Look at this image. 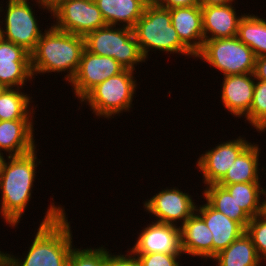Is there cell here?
<instances>
[{
	"mask_svg": "<svg viewBox=\"0 0 266 266\" xmlns=\"http://www.w3.org/2000/svg\"><path fill=\"white\" fill-rule=\"evenodd\" d=\"M107 25L133 28L143 15L142 0H94Z\"/></svg>",
	"mask_w": 266,
	"mask_h": 266,
	"instance_id": "cell-21",
	"label": "cell"
},
{
	"mask_svg": "<svg viewBox=\"0 0 266 266\" xmlns=\"http://www.w3.org/2000/svg\"><path fill=\"white\" fill-rule=\"evenodd\" d=\"M109 249H106V266H142L137 255L130 249L126 254H112ZM110 252V253H109Z\"/></svg>",
	"mask_w": 266,
	"mask_h": 266,
	"instance_id": "cell-32",
	"label": "cell"
},
{
	"mask_svg": "<svg viewBox=\"0 0 266 266\" xmlns=\"http://www.w3.org/2000/svg\"><path fill=\"white\" fill-rule=\"evenodd\" d=\"M245 232L251 238L261 261H266V211L251 218Z\"/></svg>",
	"mask_w": 266,
	"mask_h": 266,
	"instance_id": "cell-30",
	"label": "cell"
},
{
	"mask_svg": "<svg viewBox=\"0 0 266 266\" xmlns=\"http://www.w3.org/2000/svg\"><path fill=\"white\" fill-rule=\"evenodd\" d=\"M180 233L183 254L213 260V235L197 212L180 225Z\"/></svg>",
	"mask_w": 266,
	"mask_h": 266,
	"instance_id": "cell-20",
	"label": "cell"
},
{
	"mask_svg": "<svg viewBox=\"0 0 266 266\" xmlns=\"http://www.w3.org/2000/svg\"><path fill=\"white\" fill-rule=\"evenodd\" d=\"M147 5L157 4L158 0H142Z\"/></svg>",
	"mask_w": 266,
	"mask_h": 266,
	"instance_id": "cell-38",
	"label": "cell"
},
{
	"mask_svg": "<svg viewBox=\"0 0 266 266\" xmlns=\"http://www.w3.org/2000/svg\"><path fill=\"white\" fill-rule=\"evenodd\" d=\"M251 144L243 136L224 141L200 155L196 169L203 175L204 186L217 184L227 173L237 157Z\"/></svg>",
	"mask_w": 266,
	"mask_h": 266,
	"instance_id": "cell-12",
	"label": "cell"
},
{
	"mask_svg": "<svg viewBox=\"0 0 266 266\" xmlns=\"http://www.w3.org/2000/svg\"><path fill=\"white\" fill-rule=\"evenodd\" d=\"M50 14L54 27L82 37L107 25L94 0H60Z\"/></svg>",
	"mask_w": 266,
	"mask_h": 266,
	"instance_id": "cell-9",
	"label": "cell"
},
{
	"mask_svg": "<svg viewBox=\"0 0 266 266\" xmlns=\"http://www.w3.org/2000/svg\"><path fill=\"white\" fill-rule=\"evenodd\" d=\"M84 40L87 51L111 57L125 69L135 71L139 63L147 61L141 54L132 28L106 25L88 33Z\"/></svg>",
	"mask_w": 266,
	"mask_h": 266,
	"instance_id": "cell-6",
	"label": "cell"
},
{
	"mask_svg": "<svg viewBox=\"0 0 266 266\" xmlns=\"http://www.w3.org/2000/svg\"><path fill=\"white\" fill-rule=\"evenodd\" d=\"M124 70L125 68L113 58L95 55L84 49L79 67L69 84L72 86L75 98L81 100L96 85Z\"/></svg>",
	"mask_w": 266,
	"mask_h": 266,
	"instance_id": "cell-11",
	"label": "cell"
},
{
	"mask_svg": "<svg viewBox=\"0 0 266 266\" xmlns=\"http://www.w3.org/2000/svg\"><path fill=\"white\" fill-rule=\"evenodd\" d=\"M216 266H262L251 238L244 232L214 258Z\"/></svg>",
	"mask_w": 266,
	"mask_h": 266,
	"instance_id": "cell-23",
	"label": "cell"
},
{
	"mask_svg": "<svg viewBox=\"0 0 266 266\" xmlns=\"http://www.w3.org/2000/svg\"><path fill=\"white\" fill-rule=\"evenodd\" d=\"M48 27L31 53L33 78L38 74L67 72L63 80L69 83L75 76L85 49L84 37L59 30L52 24Z\"/></svg>",
	"mask_w": 266,
	"mask_h": 266,
	"instance_id": "cell-3",
	"label": "cell"
},
{
	"mask_svg": "<svg viewBox=\"0 0 266 266\" xmlns=\"http://www.w3.org/2000/svg\"><path fill=\"white\" fill-rule=\"evenodd\" d=\"M261 148L251 143L234 161L224 177L217 183L226 186L234 183L261 182L259 157Z\"/></svg>",
	"mask_w": 266,
	"mask_h": 266,
	"instance_id": "cell-22",
	"label": "cell"
},
{
	"mask_svg": "<svg viewBox=\"0 0 266 266\" xmlns=\"http://www.w3.org/2000/svg\"><path fill=\"white\" fill-rule=\"evenodd\" d=\"M254 76L257 80L266 81V56L256 57Z\"/></svg>",
	"mask_w": 266,
	"mask_h": 266,
	"instance_id": "cell-34",
	"label": "cell"
},
{
	"mask_svg": "<svg viewBox=\"0 0 266 266\" xmlns=\"http://www.w3.org/2000/svg\"><path fill=\"white\" fill-rule=\"evenodd\" d=\"M55 203L50 202L47 207L26 256L7 253L12 266H67L74 247L73 234L65 208Z\"/></svg>",
	"mask_w": 266,
	"mask_h": 266,
	"instance_id": "cell-1",
	"label": "cell"
},
{
	"mask_svg": "<svg viewBox=\"0 0 266 266\" xmlns=\"http://www.w3.org/2000/svg\"><path fill=\"white\" fill-rule=\"evenodd\" d=\"M37 148L21 156H3L0 162V215L16 228L32 198L37 167L41 164Z\"/></svg>",
	"mask_w": 266,
	"mask_h": 266,
	"instance_id": "cell-2",
	"label": "cell"
},
{
	"mask_svg": "<svg viewBox=\"0 0 266 266\" xmlns=\"http://www.w3.org/2000/svg\"><path fill=\"white\" fill-rule=\"evenodd\" d=\"M196 212L203 218L212 232L213 258L245 232V229L238 222L214 209L206 200L205 204L196 206Z\"/></svg>",
	"mask_w": 266,
	"mask_h": 266,
	"instance_id": "cell-19",
	"label": "cell"
},
{
	"mask_svg": "<svg viewBox=\"0 0 266 266\" xmlns=\"http://www.w3.org/2000/svg\"><path fill=\"white\" fill-rule=\"evenodd\" d=\"M196 58L226 76L254 73L256 56L250 47L235 36L204 40L202 49L195 55Z\"/></svg>",
	"mask_w": 266,
	"mask_h": 266,
	"instance_id": "cell-7",
	"label": "cell"
},
{
	"mask_svg": "<svg viewBox=\"0 0 266 266\" xmlns=\"http://www.w3.org/2000/svg\"><path fill=\"white\" fill-rule=\"evenodd\" d=\"M35 1L33 4L39 6V9L47 10L46 12L51 13V8L54 7L60 0H31ZM36 3V4H35Z\"/></svg>",
	"mask_w": 266,
	"mask_h": 266,
	"instance_id": "cell-35",
	"label": "cell"
},
{
	"mask_svg": "<svg viewBox=\"0 0 266 266\" xmlns=\"http://www.w3.org/2000/svg\"><path fill=\"white\" fill-rule=\"evenodd\" d=\"M0 266H12L7 251H0Z\"/></svg>",
	"mask_w": 266,
	"mask_h": 266,
	"instance_id": "cell-37",
	"label": "cell"
},
{
	"mask_svg": "<svg viewBox=\"0 0 266 266\" xmlns=\"http://www.w3.org/2000/svg\"><path fill=\"white\" fill-rule=\"evenodd\" d=\"M206 200L214 209L222 212L228 218L238 222L244 229L251 221V217L237 204L231 194L218 184L205 186L202 191Z\"/></svg>",
	"mask_w": 266,
	"mask_h": 266,
	"instance_id": "cell-25",
	"label": "cell"
},
{
	"mask_svg": "<svg viewBox=\"0 0 266 266\" xmlns=\"http://www.w3.org/2000/svg\"><path fill=\"white\" fill-rule=\"evenodd\" d=\"M7 89V87L0 83V96L3 94V92Z\"/></svg>",
	"mask_w": 266,
	"mask_h": 266,
	"instance_id": "cell-39",
	"label": "cell"
},
{
	"mask_svg": "<svg viewBox=\"0 0 266 266\" xmlns=\"http://www.w3.org/2000/svg\"><path fill=\"white\" fill-rule=\"evenodd\" d=\"M236 0H199L200 6L234 4ZM234 2V3H233Z\"/></svg>",
	"mask_w": 266,
	"mask_h": 266,
	"instance_id": "cell-36",
	"label": "cell"
},
{
	"mask_svg": "<svg viewBox=\"0 0 266 266\" xmlns=\"http://www.w3.org/2000/svg\"><path fill=\"white\" fill-rule=\"evenodd\" d=\"M133 33L144 59H148L150 51L159 50L166 54L195 55L180 41L177 31L171 24L170 9L157 4L146 5L143 15L134 25Z\"/></svg>",
	"mask_w": 266,
	"mask_h": 266,
	"instance_id": "cell-4",
	"label": "cell"
},
{
	"mask_svg": "<svg viewBox=\"0 0 266 266\" xmlns=\"http://www.w3.org/2000/svg\"><path fill=\"white\" fill-rule=\"evenodd\" d=\"M170 16L180 41L196 55L204 43L201 6L172 8Z\"/></svg>",
	"mask_w": 266,
	"mask_h": 266,
	"instance_id": "cell-18",
	"label": "cell"
},
{
	"mask_svg": "<svg viewBox=\"0 0 266 266\" xmlns=\"http://www.w3.org/2000/svg\"><path fill=\"white\" fill-rule=\"evenodd\" d=\"M152 222V223H151ZM138 233L135 244L130 247L134 254L166 253L182 255L180 227L151 221Z\"/></svg>",
	"mask_w": 266,
	"mask_h": 266,
	"instance_id": "cell-13",
	"label": "cell"
},
{
	"mask_svg": "<svg viewBox=\"0 0 266 266\" xmlns=\"http://www.w3.org/2000/svg\"><path fill=\"white\" fill-rule=\"evenodd\" d=\"M29 0H6L2 8L0 37L23 47L30 54L35 50L43 30ZM32 4V7H31ZM5 23V24H4Z\"/></svg>",
	"mask_w": 266,
	"mask_h": 266,
	"instance_id": "cell-8",
	"label": "cell"
},
{
	"mask_svg": "<svg viewBox=\"0 0 266 266\" xmlns=\"http://www.w3.org/2000/svg\"><path fill=\"white\" fill-rule=\"evenodd\" d=\"M33 80L31 54L0 37V83L7 88H23Z\"/></svg>",
	"mask_w": 266,
	"mask_h": 266,
	"instance_id": "cell-14",
	"label": "cell"
},
{
	"mask_svg": "<svg viewBox=\"0 0 266 266\" xmlns=\"http://www.w3.org/2000/svg\"><path fill=\"white\" fill-rule=\"evenodd\" d=\"M261 185L260 182H249L228 184L222 187H224L237 204L253 218L265 212L264 196H266V188H263Z\"/></svg>",
	"mask_w": 266,
	"mask_h": 266,
	"instance_id": "cell-24",
	"label": "cell"
},
{
	"mask_svg": "<svg viewBox=\"0 0 266 266\" xmlns=\"http://www.w3.org/2000/svg\"><path fill=\"white\" fill-rule=\"evenodd\" d=\"M186 191L176 187H166L153 197L143 202L144 211L152 214L155 222L166 223L180 227L196 212V202Z\"/></svg>",
	"mask_w": 266,
	"mask_h": 266,
	"instance_id": "cell-10",
	"label": "cell"
},
{
	"mask_svg": "<svg viewBox=\"0 0 266 266\" xmlns=\"http://www.w3.org/2000/svg\"><path fill=\"white\" fill-rule=\"evenodd\" d=\"M237 37L256 57L266 56V19L260 15L245 14L240 20Z\"/></svg>",
	"mask_w": 266,
	"mask_h": 266,
	"instance_id": "cell-27",
	"label": "cell"
},
{
	"mask_svg": "<svg viewBox=\"0 0 266 266\" xmlns=\"http://www.w3.org/2000/svg\"><path fill=\"white\" fill-rule=\"evenodd\" d=\"M21 89L24 88H7L0 96V121L34 119L32 97Z\"/></svg>",
	"mask_w": 266,
	"mask_h": 266,
	"instance_id": "cell-26",
	"label": "cell"
},
{
	"mask_svg": "<svg viewBox=\"0 0 266 266\" xmlns=\"http://www.w3.org/2000/svg\"><path fill=\"white\" fill-rule=\"evenodd\" d=\"M244 121L258 133L266 131V81L255 79L253 101Z\"/></svg>",
	"mask_w": 266,
	"mask_h": 266,
	"instance_id": "cell-28",
	"label": "cell"
},
{
	"mask_svg": "<svg viewBox=\"0 0 266 266\" xmlns=\"http://www.w3.org/2000/svg\"><path fill=\"white\" fill-rule=\"evenodd\" d=\"M2 5H3V4L0 3V13L2 12V8H3ZM0 15L3 16V14H0ZM2 16H0V17H2ZM1 20H2V19H0V28H1V26H2V25H1V24H2V23H1Z\"/></svg>",
	"mask_w": 266,
	"mask_h": 266,
	"instance_id": "cell-40",
	"label": "cell"
},
{
	"mask_svg": "<svg viewBox=\"0 0 266 266\" xmlns=\"http://www.w3.org/2000/svg\"><path fill=\"white\" fill-rule=\"evenodd\" d=\"M106 248H76L75 245L69 255L67 266H106Z\"/></svg>",
	"mask_w": 266,
	"mask_h": 266,
	"instance_id": "cell-29",
	"label": "cell"
},
{
	"mask_svg": "<svg viewBox=\"0 0 266 266\" xmlns=\"http://www.w3.org/2000/svg\"><path fill=\"white\" fill-rule=\"evenodd\" d=\"M157 5L166 9L199 5V0H158Z\"/></svg>",
	"mask_w": 266,
	"mask_h": 266,
	"instance_id": "cell-33",
	"label": "cell"
},
{
	"mask_svg": "<svg viewBox=\"0 0 266 266\" xmlns=\"http://www.w3.org/2000/svg\"><path fill=\"white\" fill-rule=\"evenodd\" d=\"M134 74V71L125 69L120 74L107 78L91 89L79 103L81 106L87 103L97 118L104 117L107 120L129 112L138 86Z\"/></svg>",
	"mask_w": 266,
	"mask_h": 266,
	"instance_id": "cell-5",
	"label": "cell"
},
{
	"mask_svg": "<svg viewBox=\"0 0 266 266\" xmlns=\"http://www.w3.org/2000/svg\"><path fill=\"white\" fill-rule=\"evenodd\" d=\"M221 97L223 107L238 118H245L253 101L254 73L223 76Z\"/></svg>",
	"mask_w": 266,
	"mask_h": 266,
	"instance_id": "cell-15",
	"label": "cell"
},
{
	"mask_svg": "<svg viewBox=\"0 0 266 266\" xmlns=\"http://www.w3.org/2000/svg\"><path fill=\"white\" fill-rule=\"evenodd\" d=\"M34 119L0 121V154L21 156L33 151L37 144L34 136Z\"/></svg>",
	"mask_w": 266,
	"mask_h": 266,
	"instance_id": "cell-16",
	"label": "cell"
},
{
	"mask_svg": "<svg viewBox=\"0 0 266 266\" xmlns=\"http://www.w3.org/2000/svg\"><path fill=\"white\" fill-rule=\"evenodd\" d=\"M142 266H181L180 256L166 253L135 254Z\"/></svg>",
	"mask_w": 266,
	"mask_h": 266,
	"instance_id": "cell-31",
	"label": "cell"
},
{
	"mask_svg": "<svg viewBox=\"0 0 266 266\" xmlns=\"http://www.w3.org/2000/svg\"><path fill=\"white\" fill-rule=\"evenodd\" d=\"M233 4L201 6L204 40L237 36L240 20ZM238 14V15H237Z\"/></svg>",
	"mask_w": 266,
	"mask_h": 266,
	"instance_id": "cell-17",
	"label": "cell"
}]
</instances>
